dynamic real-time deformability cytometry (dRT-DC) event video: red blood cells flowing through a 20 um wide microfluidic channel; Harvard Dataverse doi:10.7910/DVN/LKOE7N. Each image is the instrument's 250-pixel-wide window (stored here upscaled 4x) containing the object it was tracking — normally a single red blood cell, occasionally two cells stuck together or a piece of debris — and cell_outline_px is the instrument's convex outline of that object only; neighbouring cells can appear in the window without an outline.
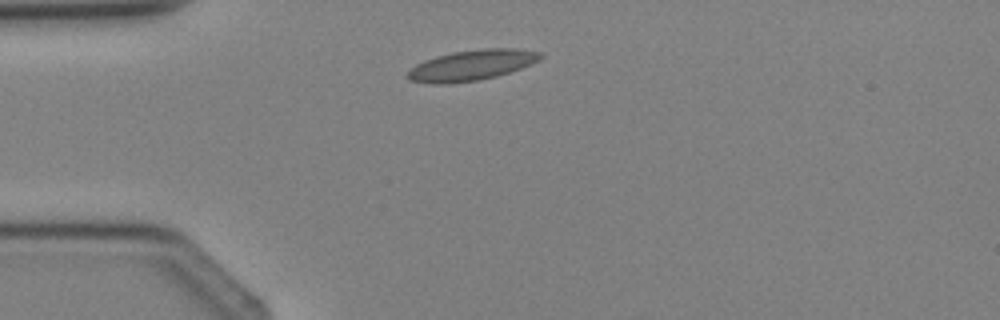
{"species": "Egyptian fruit bat (a non-hibernating species)", "species_latin": "Rousettus aegyptiacus", "temperature_condition": "cold", "stored_images_in_passage": 1, "camera_frame_rate_fps": 3000, "um_per_image_px": 0.085, "animal": {"sex": "female"}, "frame": {"image": 1, "passage_image": 1, "time_ms": 0.0, "image_size_px": [1000, 320], "cell_outline_px": [[544, 56], [540, 60], [532, 64], [496, 76], [480, 80], [448, 84], [432, 84], [408, 80], [404, 76], [416, 64], [424, 60], [436, 56], [452, 52], [484, 48], [512, 48], [544, 52]], "centroid_in_image_um": [40.09, 5.54], "position_along_channel_um": 44.9, "area_um2": 23.87}}